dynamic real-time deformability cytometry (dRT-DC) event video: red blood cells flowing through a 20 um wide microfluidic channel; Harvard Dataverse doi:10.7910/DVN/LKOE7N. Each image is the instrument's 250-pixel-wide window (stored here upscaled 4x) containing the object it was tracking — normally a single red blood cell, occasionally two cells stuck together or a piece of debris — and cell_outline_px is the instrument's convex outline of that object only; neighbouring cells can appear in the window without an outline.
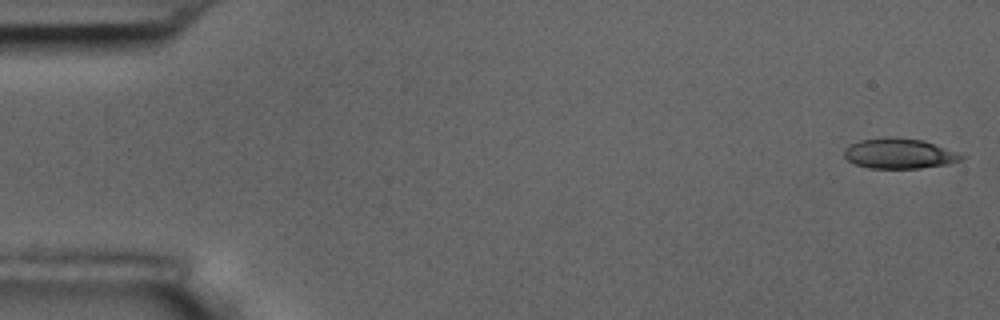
{"species": "common noctule bat (a hibernating species)", "species_latin": "Nyctalus noctula", "temperature_condition": "room temperature", "stored_images_in_passage": 6, "segment_of_instrument_passage": [1, 2], "camera_frame_rate_fps": 3000, "um_per_image_px": 0.085, "animal": {"sex": "male", "body_mass_g": 17.5, "forearm_length_mm": 52.3}, "frame": {"image": 1, "passage_image": 1, "time_ms": 0.0, "image_size_px": [1000, 320], "cell_outline_px": [[964, 156], [960, 160], [948, 164], [920, 168], [868, 168], [856, 164], [848, 160], [844, 156], [844, 148], [860, 140], [888, 136], [924, 140], [956, 152]], "centroid_in_image_um": [76.41, 13.04], "position_along_channel_um": 8.6, "area_um2": 20.52}}
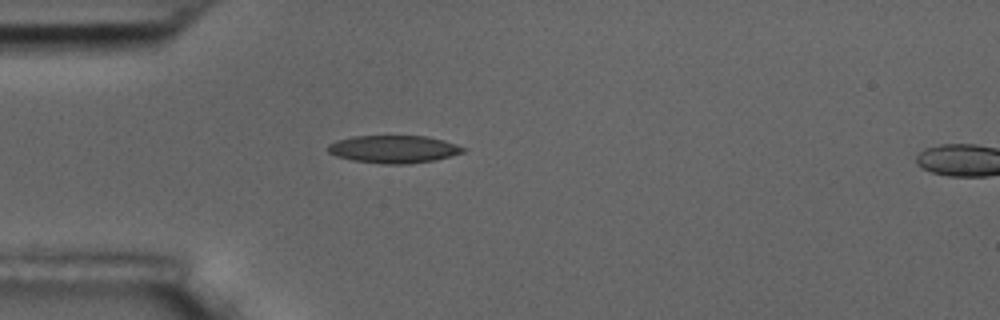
{"frame": {"image": 2, "passage_image": 5, "time_ms": 4.667, "image_size_px": [1000, 320], "cell_outline_px": [[468, 148], [464, 152], [432, 160], [408, 164], [384, 164], [352, 160], [336, 156], [328, 152], [328, 144], [336, 140], [352, 136], [428, 136], [444, 140]], "centroid_in_image_um": [33.45, 12.67], "position_along_channel_um": 51.6, "area_um2": 21.79}}